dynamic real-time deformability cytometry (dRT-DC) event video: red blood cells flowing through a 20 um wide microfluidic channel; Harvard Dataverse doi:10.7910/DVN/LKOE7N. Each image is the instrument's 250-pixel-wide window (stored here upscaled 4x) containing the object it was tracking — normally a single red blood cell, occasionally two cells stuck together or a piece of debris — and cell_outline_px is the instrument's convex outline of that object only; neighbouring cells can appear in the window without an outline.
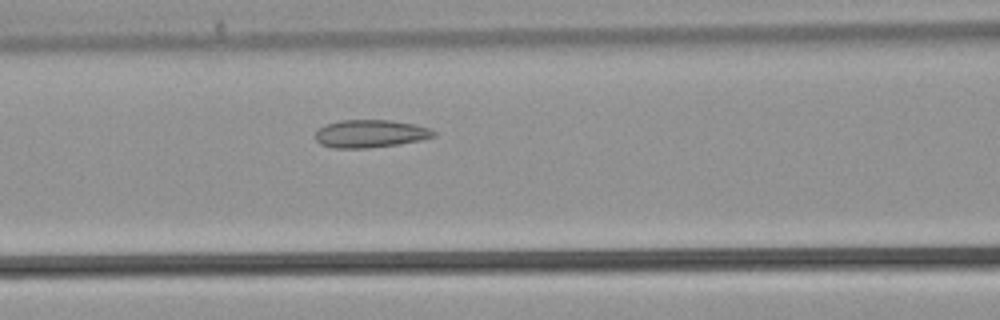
{"species": "common noctule bat (a hibernating species)", "species_latin": "Nyctalus noctula", "temperature_condition": "warm", "stored_images_in_passage": 34, "camera_frame_rate_fps": 3000, "um_per_image_px": 0.085, "animal": {"sex": "male", "body_mass_g": 21.5, "forearm_length_mm": 52.0}, "frame": {"image": 1, "passage_image": 12, "time_ms": 3.667, "image_size_px": [1000, 320], "cell_outline_px": [[436, 136], [420, 140], [396, 144], [368, 148], [332, 148], [320, 144], [316, 140], [316, 132], [324, 124], [340, 120], [388, 120], [416, 124], [428, 128], [436, 132]], "centroid_in_image_um": [31.46, 11.36], "position_along_channel_um": 135.1, "area_um2": 19.13}}
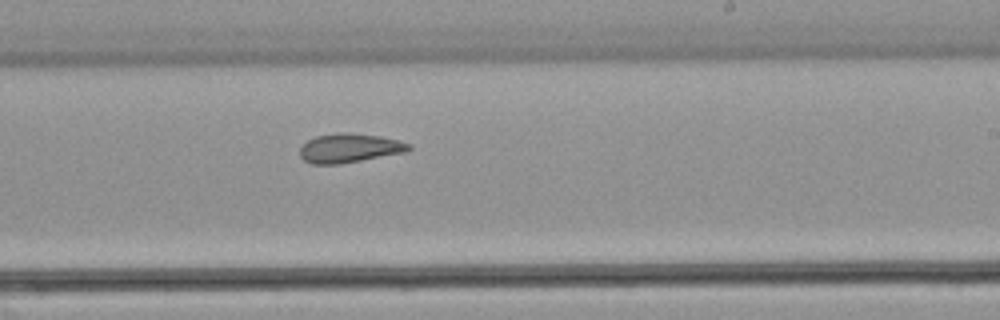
{"frame": {"image": 2, "passage_image": 19, "time_ms": 6.0, "image_size_px": [1000, 320], "cell_outline_px": [[412, 148], [408, 152], [340, 164], [312, 164], [304, 160], [300, 156], [300, 148], [308, 140], [316, 136], [344, 132], [348, 132], [380, 136], [396, 140], [408, 144]], "centroid_in_image_um": [29.7, 12.59], "position_along_channel_um": 259.3, "area_um2": 18.38}}
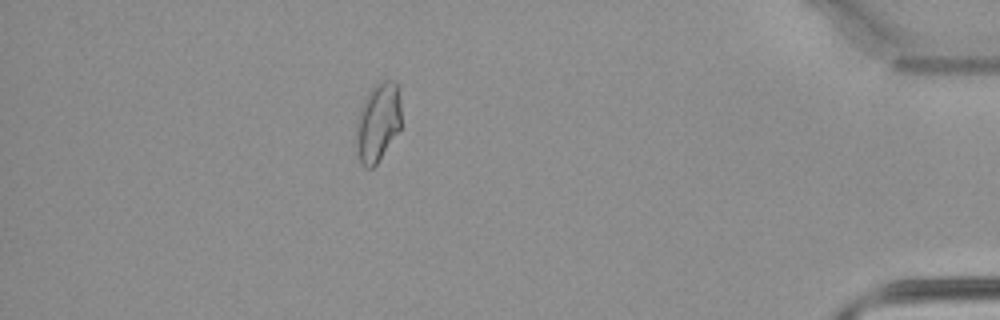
{"frame": {"image": 3, "passage_image": 30, "time_ms": 9.667, "image_size_px": [1000, 320], "cell_outline_px": [[400, 128], [376, 164], [372, 168], [364, 168], [360, 160], [356, 144], [356, 120], [360, 108], [368, 92], [376, 84], [384, 80], [396, 80], [400, 84]], "centroid_in_image_um": [32.13, 10.34], "position_along_channel_um": 403.1, "area_um2": 20.75}}